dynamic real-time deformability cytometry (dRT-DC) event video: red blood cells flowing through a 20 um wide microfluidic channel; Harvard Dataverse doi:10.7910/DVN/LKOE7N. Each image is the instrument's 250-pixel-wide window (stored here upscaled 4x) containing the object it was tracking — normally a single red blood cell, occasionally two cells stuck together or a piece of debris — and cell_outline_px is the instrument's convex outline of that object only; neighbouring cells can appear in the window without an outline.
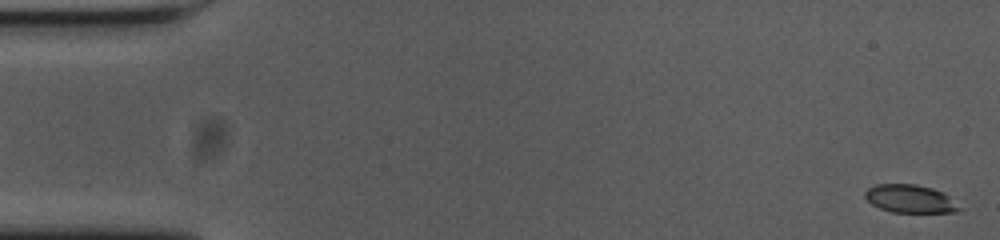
{"species": "common noctule bat (a hibernating species)", "species_latin": "Nyctalus noctula", "temperature_condition": "cold", "stored_images_in_passage": 13, "camera_frame_rate_fps": 3000, "um_per_image_px": 0.085, "animal": {"sex": "female", "body_mass_g": 23.0, "forearm_length_mm": 53.4}, "frame": {"image": 1, "passage_image": 1, "time_ms": 0.0, "image_size_px": [1000, 240], "cell_outline_px": [[964, 208], [960, 212], [892, 212], [880, 208], [872, 204], [864, 196], [864, 192], [868, 188], [876, 184], [916, 184], [932, 188], [944, 192]], "centroid_in_image_um": [77.41, 16.9], "position_along_channel_um": 7.6, "area_um2": 15.61}}